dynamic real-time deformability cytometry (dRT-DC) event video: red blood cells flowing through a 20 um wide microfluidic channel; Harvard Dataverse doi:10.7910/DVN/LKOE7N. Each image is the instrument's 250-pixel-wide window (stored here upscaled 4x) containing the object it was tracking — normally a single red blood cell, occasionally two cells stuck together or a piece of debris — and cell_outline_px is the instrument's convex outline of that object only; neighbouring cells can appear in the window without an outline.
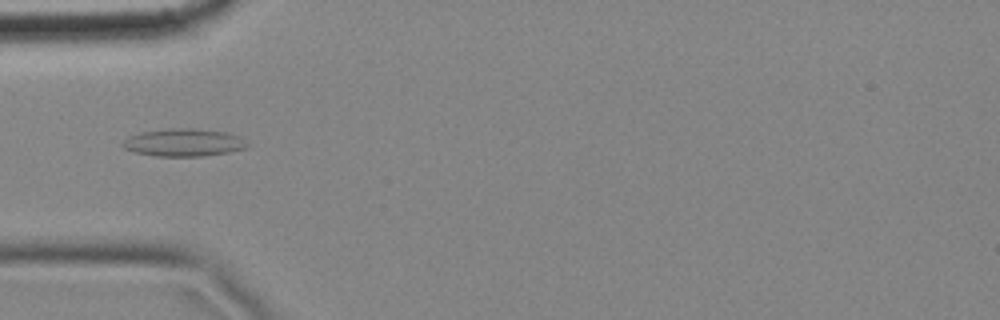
{"species": "common noctule bat (a hibernating species)", "species_latin": "Nyctalus noctula", "temperature_condition": "cold", "stored_images_in_passage": 4, "camera_frame_rate_fps": 3000, "um_per_image_px": 0.085, "animal": {"sex": "female", "body_mass_g": 18.4}, "frame": {"image": 1, "passage_image": 3, "time_ms": 0.667, "image_size_px": [1000, 320], "cell_outline_px": [[248, 144], [244, 148], [228, 152], [204, 156], [156, 156], [136, 152], [124, 148], [120, 144], [128, 136], [140, 132], [168, 128], [192, 128], [224, 132], [240, 136]], "centroid_in_image_um": [15.57, 12.11], "position_along_channel_um": 69.4, "area_um2": 20.0}}